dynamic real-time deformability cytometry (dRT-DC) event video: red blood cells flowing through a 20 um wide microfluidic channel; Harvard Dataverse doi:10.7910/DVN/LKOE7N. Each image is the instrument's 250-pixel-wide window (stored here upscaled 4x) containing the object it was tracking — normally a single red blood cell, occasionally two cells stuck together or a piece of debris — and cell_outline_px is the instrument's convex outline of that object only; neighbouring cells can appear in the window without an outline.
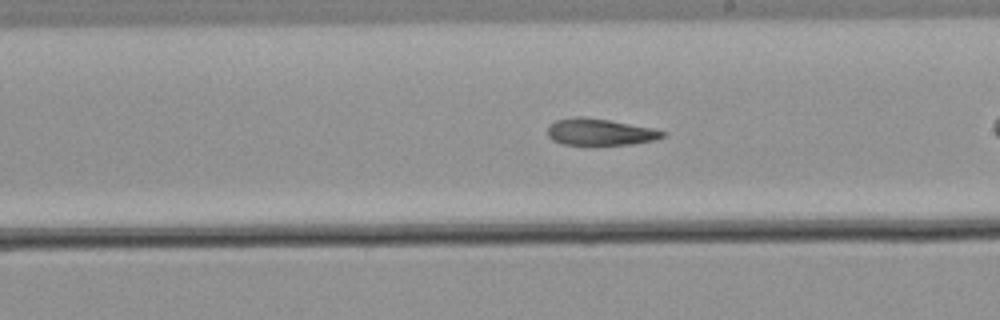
{"species": "common noctule bat (a hibernating species)", "species_latin": "Nyctalus noctula", "temperature_condition": "warm", "stored_images_in_passage": 25, "camera_frame_rate_fps": 3000, "um_per_image_px": 0.085, "animal": {"sex": "male", "body_mass_g": 21.5, "forearm_length_mm": 52.0}, "frame": {"image": 1, "passage_image": 15, "time_ms": 4.667, "image_size_px": [1000, 320], "cell_outline_px": [[664, 136], [652, 140], [632, 144], [560, 144], [552, 140], [548, 136], [548, 124], [556, 120], [576, 116], [584, 116], [608, 120], [652, 128], [664, 132]], "centroid_in_image_um": [50.91, 11.21], "position_along_channel_um": 238.1, "area_um2": 17.63}}